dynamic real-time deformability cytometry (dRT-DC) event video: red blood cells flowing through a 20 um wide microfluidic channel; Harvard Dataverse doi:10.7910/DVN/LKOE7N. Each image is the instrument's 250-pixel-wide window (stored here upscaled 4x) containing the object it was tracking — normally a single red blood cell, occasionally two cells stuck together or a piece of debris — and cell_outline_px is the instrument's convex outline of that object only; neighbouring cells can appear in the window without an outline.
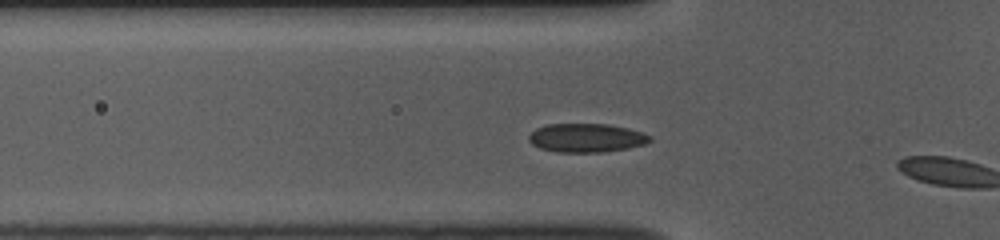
{"species": "common noctule bat (a hibernating species)", "species_latin": "Nyctalus noctula", "temperature_condition": "room temperature", "stored_images_in_passage": 8, "camera_frame_rate_fps": 3000, "um_per_image_px": 0.085, "animal": {"sex": "female", "body_mass_g": 10.0, "forearm_length_mm": 53.1}, "frame": {"image": 1, "passage_image": 7, "time_ms": 2.0, "image_size_px": [1000, 240], "cell_outline_px": [[652, 140], [644, 144], [628, 148], [604, 152], [556, 152], [540, 148], [532, 144], [528, 140], [528, 136], [536, 128], [548, 124], [608, 124], [628, 128], [652, 136]], "centroid_in_image_um": [49.83, 11.72], "position_along_channel_um": 76.0, "area_um2": 20.29}}